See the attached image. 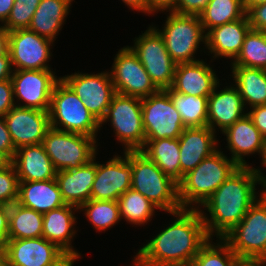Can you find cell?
<instances>
[{
  "instance_id": "obj_30",
  "label": "cell",
  "mask_w": 266,
  "mask_h": 266,
  "mask_svg": "<svg viewBox=\"0 0 266 266\" xmlns=\"http://www.w3.org/2000/svg\"><path fill=\"white\" fill-rule=\"evenodd\" d=\"M235 87L239 90L244 106L252 108L266 104V70L231 66Z\"/></svg>"
},
{
  "instance_id": "obj_47",
  "label": "cell",
  "mask_w": 266,
  "mask_h": 266,
  "mask_svg": "<svg viewBox=\"0 0 266 266\" xmlns=\"http://www.w3.org/2000/svg\"><path fill=\"white\" fill-rule=\"evenodd\" d=\"M13 67L9 51L6 54L0 55V82L11 79Z\"/></svg>"
},
{
  "instance_id": "obj_45",
  "label": "cell",
  "mask_w": 266,
  "mask_h": 266,
  "mask_svg": "<svg viewBox=\"0 0 266 266\" xmlns=\"http://www.w3.org/2000/svg\"><path fill=\"white\" fill-rule=\"evenodd\" d=\"M176 6L177 0H146V13L150 15L158 11L173 12Z\"/></svg>"
},
{
  "instance_id": "obj_50",
  "label": "cell",
  "mask_w": 266,
  "mask_h": 266,
  "mask_svg": "<svg viewBox=\"0 0 266 266\" xmlns=\"http://www.w3.org/2000/svg\"><path fill=\"white\" fill-rule=\"evenodd\" d=\"M9 31L0 24V55L8 52Z\"/></svg>"
},
{
  "instance_id": "obj_46",
  "label": "cell",
  "mask_w": 266,
  "mask_h": 266,
  "mask_svg": "<svg viewBox=\"0 0 266 266\" xmlns=\"http://www.w3.org/2000/svg\"><path fill=\"white\" fill-rule=\"evenodd\" d=\"M9 206L0 205V247L4 248L8 240Z\"/></svg>"
},
{
  "instance_id": "obj_3",
  "label": "cell",
  "mask_w": 266,
  "mask_h": 266,
  "mask_svg": "<svg viewBox=\"0 0 266 266\" xmlns=\"http://www.w3.org/2000/svg\"><path fill=\"white\" fill-rule=\"evenodd\" d=\"M239 167L220 149L203 159L193 170L184 175L178 184V200L182 209H200Z\"/></svg>"
},
{
  "instance_id": "obj_57",
  "label": "cell",
  "mask_w": 266,
  "mask_h": 266,
  "mask_svg": "<svg viewBox=\"0 0 266 266\" xmlns=\"http://www.w3.org/2000/svg\"><path fill=\"white\" fill-rule=\"evenodd\" d=\"M0 266H4L3 248L0 247Z\"/></svg>"
},
{
  "instance_id": "obj_17",
  "label": "cell",
  "mask_w": 266,
  "mask_h": 266,
  "mask_svg": "<svg viewBox=\"0 0 266 266\" xmlns=\"http://www.w3.org/2000/svg\"><path fill=\"white\" fill-rule=\"evenodd\" d=\"M64 253L43 237L9 239L3 248L4 266H49Z\"/></svg>"
},
{
  "instance_id": "obj_8",
  "label": "cell",
  "mask_w": 266,
  "mask_h": 266,
  "mask_svg": "<svg viewBox=\"0 0 266 266\" xmlns=\"http://www.w3.org/2000/svg\"><path fill=\"white\" fill-rule=\"evenodd\" d=\"M162 30L166 49L171 59L176 63H193L199 61L194 58L199 44L206 42V33L203 30L199 16L182 15L169 12Z\"/></svg>"
},
{
  "instance_id": "obj_7",
  "label": "cell",
  "mask_w": 266,
  "mask_h": 266,
  "mask_svg": "<svg viewBox=\"0 0 266 266\" xmlns=\"http://www.w3.org/2000/svg\"><path fill=\"white\" fill-rule=\"evenodd\" d=\"M110 122L123 151H141L145 146L141 98L116 93L100 121V128Z\"/></svg>"
},
{
  "instance_id": "obj_49",
  "label": "cell",
  "mask_w": 266,
  "mask_h": 266,
  "mask_svg": "<svg viewBox=\"0 0 266 266\" xmlns=\"http://www.w3.org/2000/svg\"><path fill=\"white\" fill-rule=\"evenodd\" d=\"M15 0H0V22L4 24L10 15Z\"/></svg>"
},
{
  "instance_id": "obj_54",
  "label": "cell",
  "mask_w": 266,
  "mask_h": 266,
  "mask_svg": "<svg viewBox=\"0 0 266 266\" xmlns=\"http://www.w3.org/2000/svg\"><path fill=\"white\" fill-rule=\"evenodd\" d=\"M255 169H256L257 173L259 174L260 179L264 185V187L262 189L264 190V193L266 194V175L262 174V171H261L262 169H260V168L259 169L255 168Z\"/></svg>"
},
{
  "instance_id": "obj_26",
  "label": "cell",
  "mask_w": 266,
  "mask_h": 266,
  "mask_svg": "<svg viewBox=\"0 0 266 266\" xmlns=\"http://www.w3.org/2000/svg\"><path fill=\"white\" fill-rule=\"evenodd\" d=\"M79 208L65 204L43 214L42 237L55 243L65 253L81 255L72 246V239L76 234L74 225L77 222L75 211Z\"/></svg>"
},
{
  "instance_id": "obj_53",
  "label": "cell",
  "mask_w": 266,
  "mask_h": 266,
  "mask_svg": "<svg viewBox=\"0 0 266 266\" xmlns=\"http://www.w3.org/2000/svg\"><path fill=\"white\" fill-rule=\"evenodd\" d=\"M266 3V0H244V8L246 12L257 4Z\"/></svg>"
},
{
  "instance_id": "obj_37",
  "label": "cell",
  "mask_w": 266,
  "mask_h": 266,
  "mask_svg": "<svg viewBox=\"0 0 266 266\" xmlns=\"http://www.w3.org/2000/svg\"><path fill=\"white\" fill-rule=\"evenodd\" d=\"M84 211L94 229L105 231L121 221L118 201L94 200L85 202L79 211Z\"/></svg>"
},
{
  "instance_id": "obj_29",
  "label": "cell",
  "mask_w": 266,
  "mask_h": 266,
  "mask_svg": "<svg viewBox=\"0 0 266 266\" xmlns=\"http://www.w3.org/2000/svg\"><path fill=\"white\" fill-rule=\"evenodd\" d=\"M166 176L181 182L180 148L178 138L145 139L141 150Z\"/></svg>"
},
{
  "instance_id": "obj_9",
  "label": "cell",
  "mask_w": 266,
  "mask_h": 266,
  "mask_svg": "<svg viewBox=\"0 0 266 266\" xmlns=\"http://www.w3.org/2000/svg\"><path fill=\"white\" fill-rule=\"evenodd\" d=\"M94 137L61 131L50 127L43 146L56 171L73 170L88 164L97 154Z\"/></svg>"
},
{
  "instance_id": "obj_6",
  "label": "cell",
  "mask_w": 266,
  "mask_h": 266,
  "mask_svg": "<svg viewBox=\"0 0 266 266\" xmlns=\"http://www.w3.org/2000/svg\"><path fill=\"white\" fill-rule=\"evenodd\" d=\"M50 127L97 138L100 122L75 92L60 79L54 86L49 109Z\"/></svg>"
},
{
  "instance_id": "obj_52",
  "label": "cell",
  "mask_w": 266,
  "mask_h": 266,
  "mask_svg": "<svg viewBox=\"0 0 266 266\" xmlns=\"http://www.w3.org/2000/svg\"><path fill=\"white\" fill-rule=\"evenodd\" d=\"M12 164V160L5 154L0 152V170L7 168Z\"/></svg>"
},
{
  "instance_id": "obj_51",
  "label": "cell",
  "mask_w": 266,
  "mask_h": 266,
  "mask_svg": "<svg viewBox=\"0 0 266 266\" xmlns=\"http://www.w3.org/2000/svg\"><path fill=\"white\" fill-rule=\"evenodd\" d=\"M128 8L146 14V0H121Z\"/></svg>"
},
{
  "instance_id": "obj_23",
  "label": "cell",
  "mask_w": 266,
  "mask_h": 266,
  "mask_svg": "<svg viewBox=\"0 0 266 266\" xmlns=\"http://www.w3.org/2000/svg\"><path fill=\"white\" fill-rule=\"evenodd\" d=\"M251 29L247 15L236 21L212 28L206 32L205 47L212 57L228 58L233 62L239 55L245 35Z\"/></svg>"
},
{
  "instance_id": "obj_40",
  "label": "cell",
  "mask_w": 266,
  "mask_h": 266,
  "mask_svg": "<svg viewBox=\"0 0 266 266\" xmlns=\"http://www.w3.org/2000/svg\"><path fill=\"white\" fill-rule=\"evenodd\" d=\"M15 106L13 83L11 79L0 82V117Z\"/></svg>"
},
{
  "instance_id": "obj_36",
  "label": "cell",
  "mask_w": 266,
  "mask_h": 266,
  "mask_svg": "<svg viewBox=\"0 0 266 266\" xmlns=\"http://www.w3.org/2000/svg\"><path fill=\"white\" fill-rule=\"evenodd\" d=\"M216 241L219 242L214 245L210 238L200 248L190 266H240L242 264L243 261L223 238H218Z\"/></svg>"
},
{
  "instance_id": "obj_15",
  "label": "cell",
  "mask_w": 266,
  "mask_h": 266,
  "mask_svg": "<svg viewBox=\"0 0 266 266\" xmlns=\"http://www.w3.org/2000/svg\"><path fill=\"white\" fill-rule=\"evenodd\" d=\"M60 79L51 69L14 70L11 80L15 105L49 111L52 91ZM19 100L24 103H18Z\"/></svg>"
},
{
  "instance_id": "obj_44",
  "label": "cell",
  "mask_w": 266,
  "mask_h": 266,
  "mask_svg": "<svg viewBox=\"0 0 266 266\" xmlns=\"http://www.w3.org/2000/svg\"><path fill=\"white\" fill-rule=\"evenodd\" d=\"M248 116L252 119L255 127L260 133L266 136V104L250 108L247 112Z\"/></svg>"
},
{
  "instance_id": "obj_20",
  "label": "cell",
  "mask_w": 266,
  "mask_h": 266,
  "mask_svg": "<svg viewBox=\"0 0 266 266\" xmlns=\"http://www.w3.org/2000/svg\"><path fill=\"white\" fill-rule=\"evenodd\" d=\"M216 133L208 126L186 127L179 136L181 181L203 159L219 149ZM218 147V148H217Z\"/></svg>"
},
{
  "instance_id": "obj_28",
  "label": "cell",
  "mask_w": 266,
  "mask_h": 266,
  "mask_svg": "<svg viewBox=\"0 0 266 266\" xmlns=\"http://www.w3.org/2000/svg\"><path fill=\"white\" fill-rule=\"evenodd\" d=\"M74 0H41L28 29L54 42Z\"/></svg>"
},
{
  "instance_id": "obj_22",
  "label": "cell",
  "mask_w": 266,
  "mask_h": 266,
  "mask_svg": "<svg viewBox=\"0 0 266 266\" xmlns=\"http://www.w3.org/2000/svg\"><path fill=\"white\" fill-rule=\"evenodd\" d=\"M212 68L202 59L193 63H179L170 88L182 94L210 96L220 82Z\"/></svg>"
},
{
  "instance_id": "obj_41",
  "label": "cell",
  "mask_w": 266,
  "mask_h": 266,
  "mask_svg": "<svg viewBox=\"0 0 266 266\" xmlns=\"http://www.w3.org/2000/svg\"><path fill=\"white\" fill-rule=\"evenodd\" d=\"M246 15L251 29L257 31H266V3L252 6Z\"/></svg>"
},
{
  "instance_id": "obj_4",
  "label": "cell",
  "mask_w": 266,
  "mask_h": 266,
  "mask_svg": "<svg viewBox=\"0 0 266 266\" xmlns=\"http://www.w3.org/2000/svg\"><path fill=\"white\" fill-rule=\"evenodd\" d=\"M132 165L131 189L139 192L159 210L172 213L181 210L178 184L141 151H129Z\"/></svg>"
},
{
  "instance_id": "obj_18",
  "label": "cell",
  "mask_w": 266,
  "mask_h": 266,
  "mask_svg": "<svg viewBox=\"0 0 266 266\" xmlns=\"http://www.w3.org/2000/svg\"><path fill=\"white\" fill-rule=\"evenodd\" d=\"M15 149L43 142L50 128L49 111L14 106L4 116Z\"/></svg>"
},
{
  "instance_id": "obj_14",
  "label": "cell",
  "mask_w": 266,
  "mask_h": 266,
  "mask_svg": "<svg viewBox=\"0 0 266 266\" xmlns=\"http://www.w3.org/2000/svg\"><path fill=\"white\" fill-rule=\"evenodd\" d=\"M53 41L28 28L9 32L8 51L13 70H48ZM15 66V67H14Z\"/></svg>"
},
{
  "instance_id": "obj_38",
  "label": "cell",
  "mask_w": 266,
  "mask_h": 266,
  "mask_svg": "<svg viewBox=\"0 0 266 266\" xmlns=\"http://www.w3.org/2000/svg\"><path fill=\"white\" fill-rule=\"evenodd\" d=\"M41 0H15L10 15L3 26L10 32L28 28Z\"/></svg>"
},
{
  "instance_id": "obj_13",
  "label": "cell",
  "mask_w": 266,
  "mask_h": 266,
  "mask_svg": "<svg viewBox=\"0 0 266 266\" xmlns=\"http://www.w3.org/2000/svg\"><path fill=\"white\" fill-rule=\"evenodd\" d=\"M100 122L116 94L109 71L97 74L75 72L60 77Z\"/></svg>"
},
{
  "instance_id": "obj_19",
  "label": "cell",
  "mask_w": 266,
  "mask_h": 266,
  "mask_svg": "<svg viewBox=\"0 0 266 266\" xmlns=\"http://www.w3.org/2000/svg\"><path fill=\"white\" fill-rule=\"evenodd\" d=\"M219 84L220 82L208 97L207 106V126L215 133L218 128L224 132L247 114L244 112L245 106L239 90L232 84L219 90Z\"/></svg>"
},
{
  "instance_id": "obj_31",
  "label": "cell",
  "mask_w": 266,
  "mask_h": 266,
  "mask_svg": "<svg viewBox=\"0 0 266 266\" xmlns=\"http://www.w3.org/2000/svg\"><path fill=\"white\" fill-rule=\"evenodd\" d=\"M43 214L15 202L9 206V239L40 238Z\"/></svg>"
},
{
  "instance_id": "obj_35",
  "label": "cell",
  "mask_w": 266,
  "mask_h": 266,
  "mask_svg": "<svg viewBox=\"0 0 266 266\" xmlns=\"http://www.w3.org/2000/svg\"><path fill=\"white\" fill-rule=\"evenodd\" d=\"M230 64L266 70V31L250 29L239 55Z\"/></svg>"
},
{
  "instance_id": "obj_27",
  "label": "cell",
  "mask_w": 266,
  "mask_h": 266,
  "mask_svg": "<svg viewBox=\"0 0 266 266\" xmlns=\"http://www.w3.org/2000/svg\"><path fill=\"white\" fill-rule=\"evenodd\" d=\"M17 203L42 214L65 205L56 178L46 181H19Z\"/></svg>"
},
{
  "instance_id": "obj_5",
  "label": "cell",
  "mask_w": 266,
  "mask_h": 266,
  "mask_svg": "<svg viewBox=\"0 0 266 266\" xmlns=\"http://www.w3.org/2000/svg\"><path fill=\"white\" fill-rule=\"evenodd\" d=\"M223 239L243 262H266V194Z\"/></svg>"
},
{
  "instance_id": "obj_25",
  "label": "cell",
  "mask_w": 266,
  "mask_h": 266,
  "mask_svg": "<svg viewBox=\"0 0 266 266\" xmlns=\"http://www.w3.org/2000/svg\"><path fill=\"white\" fill-rule=\"evenodd\" d=\"M12 164L19 181H46L56 177L57 171L42 143L17 148Z\"/></svg>"
},
{
  "instance_id": "obj_24",
  "label": "cell",
  "mask_w": 266,
  "mask_h": 266,
  "mask_svg": "<svg viewBox=\"0 0 266 266\" xmlns=\"http://www.w3.org/2000/svg\"><path fill=\"white\" fill-rule=\"evenodd\" d=\"M96 156L88 164L73 170L56 172L62 200L65 204L80 208L91 199V188L96 175Z\"/></svg>"
},
{
  "instance_id": "obj_32",
  "label": "cell",
  "mask_w": 266,
  "mask_h": 266,
  "mask_svg": "<svg viewBox=\"0 0 266 266\" xmlns=\"http://www.w3.org/2000/svg\"><path fill=\"white\" fill-rule=\"evenodd\" d=\"M246 16L244 0H209L199 15L202 27L208 30Z\"/></svg>"
},
{
  "instance_id": "obj_39",
  "label": "cell",
  "mask_w": 266,
  "mask_h": 266,
  "mask_svg": "<svg viewBox=\"0 0 266 266\" xmlns=\"http://www.w3.org/2000/svg\"><path fill=\"white\" fill-rule=\"evenodd\" d=\"M19 180L15 166L11 164L0 170V205L10 206L17 202Z\"/></svg>"
},
{
  "instance_id": "obj_42",
  "label": "cell",
  "mask_w": 266,
  "mask_h": 266,
  "mask_svg": "<svg viewBox=\"0 0 266 266\" xmlns=\"http://www.w3.org/2000/svg\"><path fill=\"white\" fill-rule=\"evenodd\" d=\"M209 0H177L176 9L173 11L182 15L199 16L206 8Z\"/></svg>"
},
{
  "instance_id": "obj_10",
  "label": "cell",
  "mask_w": 266,
  "mask_h": 266,
  "mask_svg": "<svg viewBox=\"0 0 266 266\" xmlns=\"http://www.w3.org/2000/svg\"><path fill=\"white\" fill-rule=\"evenodd\" d=\"M134 45L129 46L137 55L151 80L159 89L170 88L173 84L177 64L171 59L162 35L155 26L135 37Z\"/></svg>"
},
{
  "instance_id": "obj_55",
  "label": "cell",
  "mask_w": 266,
  "mask_h": 266,
  "mask_svg": "<svg viewBox=\"0 0 266 266\" xmlns=\"http://www.w3.org/2000/svg\"><path fill=\"white\" fill-rule=\"evenodd\" d=\"M240 266H266V262H242Z\"/></svg>"
},
{
  "instance_id": "obj_16",
  "label": "cell",
  "mask_w": 266,
  "mask_h": 266,
  "mask_svg": "<svg viewBox=\"0 0 266 266\" xmlns=\"http://www.w3.org/2000/svg\"><path fill=\"white\" fill-rule=\"evenodd\" d=\"M124 156L114 155L106 164L96 162V175L91 188V199L118 201V198L131 189L132 165L129 151Z\"/></svg>"
},
{
  "instance_id": "obj_34",
  "label": "cell",
  "mask_w": 266,
  "mask_h": 266,
  "mask_svg": "<svg viewBox=\"0 0 266 266\" xmlns=\"http://www.w3.org/2000/svg\"><path fill=\"white\" fill-rule=\"evenodd\" d=\"M120 218L134 225H145L159 209L139 192L129 189L118 198ZM145 223V224H144Z\"/></svg>"
},
{
  "instance_id": "obj_33",
  "label": "cell",
  "mask_w": 266,
  "mask_h": 266,
  "mask_svg": "<svg viewBox=\"0 0 266 266\" xmlns=\"http://www.w3.org/2000/svg\"><path fill=\"white\" fill-rule=\"evenodd\" d=\"M170 96L175 108L186 127L207 126V106L209 96H194L164 89Z\"/></svg>"
},
{
  "instance_id": "obj_56",
  "label": "cell",
  "mask_w": 266,
  "mask_h": 266,
  "mask_svg": "<svg viewBox=\"0 0 266 266\" xmlns=\"http://www.w3.org/2000/svg\"><path fill=\"white\" fill-rule=\"evenodd\" d=\"M261 157V164L266 167V136L264 137V149Z\"/></svg>"
},
{
  "instance_id": "obj_2",
  "label": "cell",
  "mask_w": 266,
  "mask_h": 266,
  "mask_svg": "<svg viewBox=\"0 0 266 266\" xmlns=\"http://www.w3.org/2000/svg\"><path fill=\"white\" fill-rule=\"evenodd\" d=\"M257 183L264 187L254 167H239L203 203L204 210L210 215L204 214L202 209L198 210L210 238L214 233V237L223 238L243 219L259 195L264 193V190L260 194L257 192Z\"/></svg>"
},
{
  "instance_id": "obj_12",
  "label": "cell",
  "mask_w": 266,
  "mask_h": 266,
  "mask_svg": "<svg viewBox=\"0 0 266 266\" xmlns=\"http://www.w3.org/2000/svg\"><path fill=\"white\" fill-rule=\"evenodd\" d=\"M110 75L116 93L122 95L144 98L160 90L129 46L117 52Z\"/></svg>"
},
{
  "instance_id": "obj_11",
  "label": "cell",
  "mask_w": 266,
  "mask_h": 266,
  "mask_svg": "<svg viewBox=\"0 0 266 266\" xmlns=\"http://www.w3.org/2000/svg\"><path fill=\"white\" fill-rule=\"evenodd\" d=\"M141 106L145 139L179 138L186 128L164 89L141 98Z\"/></svg>"
},
{
  "instance_id": "obj_48",
  "label": "cell",
  "mask_w": 266,
  "mask_h": 266,
  "mask_svg": "<svg viewBox=\"0 0 266 266\" xmlns=\"http://www.w3.org/2000/svg\"><path fill=\"white\" fill-rule=\"evenodd\" d=\"M80 258L73 253H64L56 262L49 266H73L74 262Z\"/></svg>"
},
{
  "instance_id": "obj_43",
  "label": "cell",
  "mask_w": 266,
  "mask_h": 266,
  "mask_svg": "<svg viewBox=\"0 0 266 266\" xmlns=\"http://www.w3.org/2000/svg\"><path fill=\"white\" fill-rule=\"evenodd\" d=\"M0 152L5 153L11 160L16 152L4 117H0Z\"/></svg>"
},
{
  "instance_id": "obj_1",
  "label": "cell",
  "mask_w": 266,
  "mask_h": 266,
  "mask_svg": "<svg viewBox=\"0 0 266 266\" xmlns=\"http://www.w3.org/2000/svg\"><path fill=\"white\" fill-rule=\"evenodd\" d=\"M169 214L176 218L174 222L138 249L132 266H190L210 239L198 209Z\"/></svg>"
},
{
  "instance_id": "obj_21",
  "label": "cell",
  "mask_w": 266,
  "mask_h": 266,
  "mask_svg": "<svg viewBox=\"0 0 266 266\" xmlns=\"http://www.w3.org/2000/svg\"><path fill=\"white\" fill-rule=\"evenodd\" d=\"M226 136V147L231 152V160H234L240 167L250 166L245 160V156L258 153L260 158L264 149V136L255 127L252 119L246 114L237 120L224 132Z\"/></svg>"
}]
</instances>
